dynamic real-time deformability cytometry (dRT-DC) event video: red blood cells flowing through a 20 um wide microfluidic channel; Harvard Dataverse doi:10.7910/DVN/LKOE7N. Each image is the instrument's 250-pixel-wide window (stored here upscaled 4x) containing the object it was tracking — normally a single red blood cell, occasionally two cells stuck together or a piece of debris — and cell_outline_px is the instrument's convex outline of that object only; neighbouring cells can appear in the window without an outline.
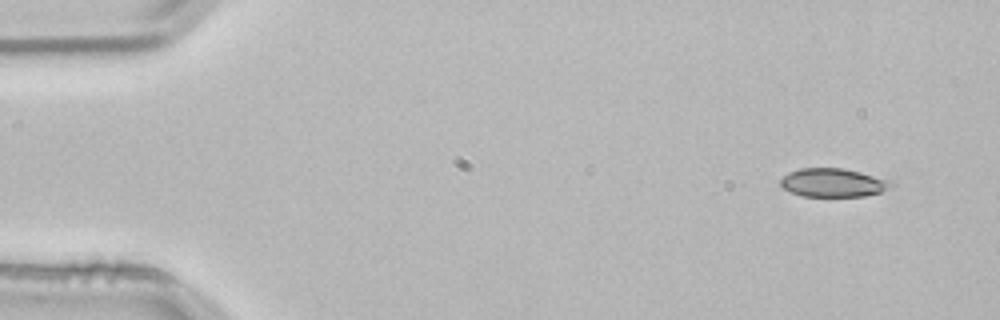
{"species": "common noctule bat (a hibernating species)", "species_latin": "Nyctalus noctula", "temperature_condition": "room temperature", "stored_images_in_passage": 3, "camera_frame_rate_fps": 3000, "um_per_image_px": 0.085, "animal": {"sex": "male", "body_mass_g": 21.5, "forearm_length_mm": 52.0}, "frame": {"image": 1, "passage_image": 1, "time_ms": 0.0, "image_size_px": [1000, 320], "cell_outline_px": [[896, 184], [880, 192], [864, 196], [800, 196], [784, 188], [780, 184], [780, 180], [788, 172], [800, 168], [840, 168], [860, 172], [888, 180]], "centroid_in_image_um": [70.79, 15.53], "position_along_channel_um": 14.2, "area_um2": 18.21}}